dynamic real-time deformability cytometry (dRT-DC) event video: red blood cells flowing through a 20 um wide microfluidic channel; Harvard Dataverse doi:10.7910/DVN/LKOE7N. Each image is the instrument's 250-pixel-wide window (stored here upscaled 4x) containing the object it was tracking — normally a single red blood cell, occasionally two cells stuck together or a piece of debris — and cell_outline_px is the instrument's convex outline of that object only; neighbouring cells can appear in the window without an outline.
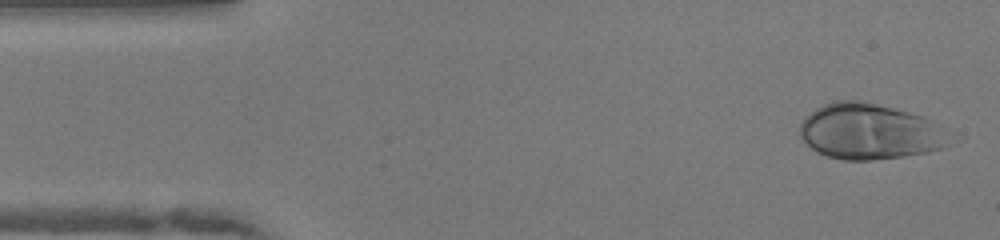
{"species": "human", "species_latin": "Homo sapiens", "temperature_condition": "warm", "stored_images_in_passage": 48, "camera_frame_rate_fps": 3000, "um_per_image_px": 0.085, "donor": {"sex": "female"}, "frame": {"image": 1, "passage_image": 1, "time_ms": 0.0, "image_size_px": [1000, 240], "cell_outline_px": [[940, 148], [928, 152], [872, 160], [844, 160], [828, 156], [812, 148], [800, 136], [800, 124], [804, 116], [808, 112], [832, 100], [860, 100], [908, 112], [920, 116], [940, 124]], "centroid_in_image_um": [73.74, 11.16], "position_along_channel_um": 11.3, "area_um2": 47.28}}
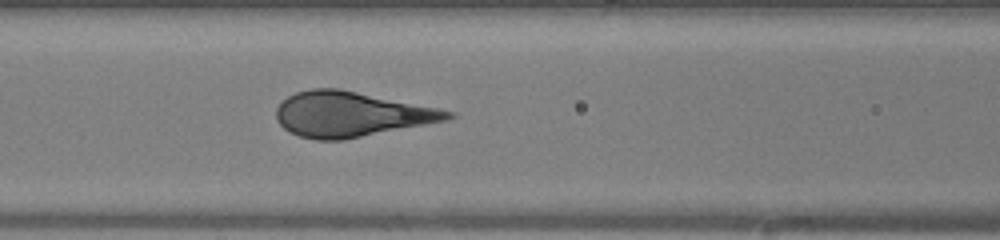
{"frame": {"image": 2, "passage_image": 18, "time_ms": 5.667, "image_size_px": [1000, 240], "cell_outline_px": [[456, 116], [448, 120], [344, 140], [316, 140], [300, 136], [288, 132], [276, 120], [276, 108], [288, 96], [296, 92], [312, 88], [336, 88], [456, 112]], "centroid_in_image_um": [29.8, 9.73], "position_along_channel_um": 136.8, "area_um2": 44.68}}
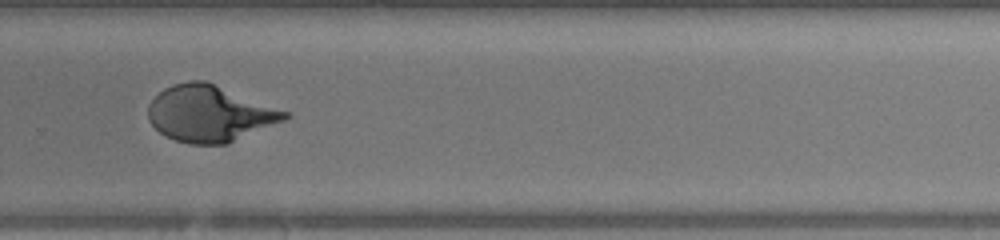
{"frame": {"image": 3, "passage_image": 31, "time_ms": 10.0, "image_size_px": [1000, 240], "cell_outline_px": [[292, 116], [284, 120], [228, 144], [188, 144], [164, 136], [148, 120], [148, 104], [164, 88], [172, 84], [188, 80], [204, 80], [288, 112]], "centroid_in_image_um": [17.79, 9.66], "position_along_channel_um": 312.0, "area_um2": 44.56}, "authors_computed_cell_mechanics": {"area_um2": 45.5464, "velocity_mm_per_s": 4.0533, "shape_relaxation_time_tau1_ms": 5.3558, "shape_relaxation_time_tau2_ms": null, "deformation_change_tau1": 0.2685, "deformation_change_tau2": null}}